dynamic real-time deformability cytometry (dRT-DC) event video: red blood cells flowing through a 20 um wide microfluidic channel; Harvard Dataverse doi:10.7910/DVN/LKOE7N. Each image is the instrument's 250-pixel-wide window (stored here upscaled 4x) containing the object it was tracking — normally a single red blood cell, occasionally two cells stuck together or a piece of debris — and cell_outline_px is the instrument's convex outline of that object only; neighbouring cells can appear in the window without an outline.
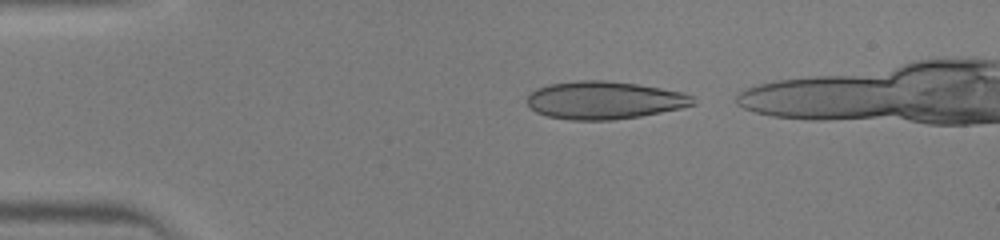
{"species": "human", "species_latin": "Homo sapiens", "temperature_condition": "warm", "stored_images_in_passage": 34, "camera_frame_rate_fps": 3000, "um_per_image_px": 0.085, "donor": {"sex": "male"}, "frame": {"image": 1, "passage_image": 2, "time_ms": 0.333, "image_size_px": [1000, 240], "cell_outline_px": [[696, 104], [680, 108], [640, 116], [612, 120], [572, 120], [548, 116], [536, 112], [528, 104], [528, 96], [536, 88], [548, 84], [576, 80], [604, 80], [636, 84], [684, 92], [692, 96]], "centroid_in_image_um": [51.36, 8.51], "position_along_channel_um": 33.6, "area_um2": 36.41}}
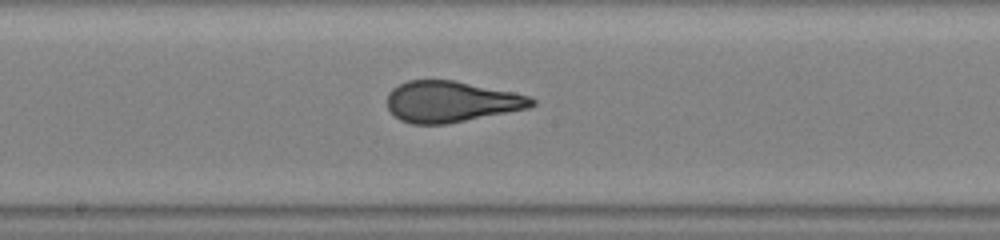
{"frame": {"image": 2, "passage_image": 17, "time_ms": 5.333, "image_size_px": [1000, 240], "cell_outline_px": [[536, 104], [528, 108], [448, 124], [412, 124], [400, 120], [388, 108], [388, 92], [392, 88], [408, 80], [452, 80], [532, 96], [536, 100]], "centroid_in_image_um": [38.35, 8.64], "position_along_channel_um": 209.8, "area_um2": 34.45}}
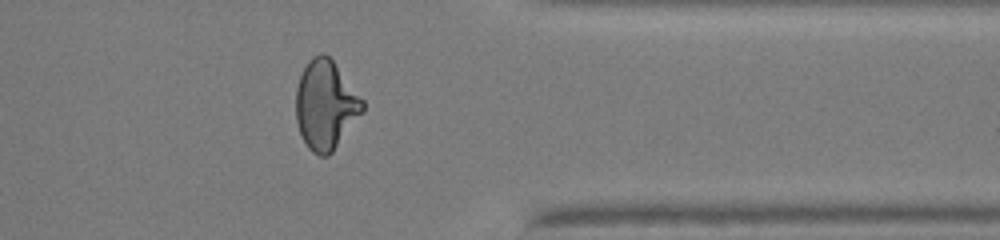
{"frame": {"image": 3, "passage_image": 29, "time_ms": 9.333, "image_size_px": [1000, 240], "cell_outline_px": [[364, 112], [332, 152], [328, 156], [320, 156], [312, 152], [308, 148], [300, 132], [296, 120], [296, 88], [300, 76], [308, 60], [312, 56], [320, 52], [324, 52], [332, 60], [364, 100]], "centroid_in_image_um": [27.68, 8.92], "position_along_channel_um": 383.7, "area_um2": 34.62}}